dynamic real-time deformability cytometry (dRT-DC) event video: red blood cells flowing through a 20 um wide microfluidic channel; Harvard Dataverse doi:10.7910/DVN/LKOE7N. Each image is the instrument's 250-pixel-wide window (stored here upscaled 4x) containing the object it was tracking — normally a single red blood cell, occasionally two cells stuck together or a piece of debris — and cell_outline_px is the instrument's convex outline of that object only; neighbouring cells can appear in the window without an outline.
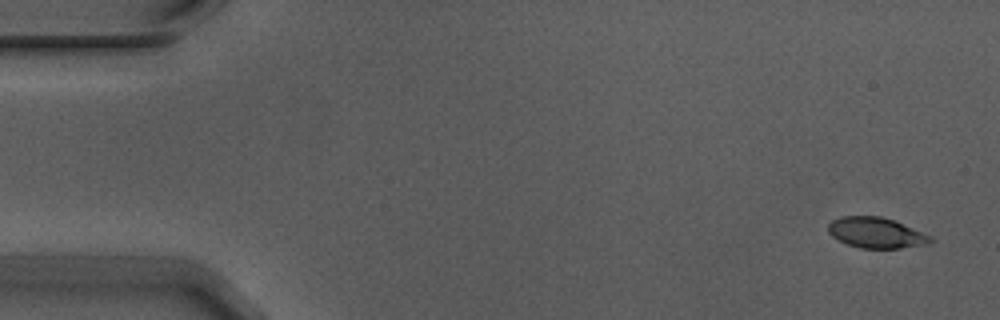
{"species": "Egyptian fruit bat (a non-hibernating species)", "species_latin": "Rousettus aegyptiacus", "temperature_condition": "warm", "stored_images_in_passage": 5, "camera_frame_rate_fps": 3000, "um_per_image_px": 0.085, "animal": {"sex": "male"}, "frame": {"image": 1, "passage_image": 1, "time_ms": 0.0, "image_size_px": [1000, 320], "cell_outline_px": [[936, 240], [928, 244], [900, 248], [860, 248], [848, 244], [832, 236], [828, 232], [828, 224], [832, 220], [840, 216], [880, 216], [892, 220], [932, 236]], "centroid_in_image_um": [74.48, 19.78], "position_along_channel_um": 10.5, "area_um2": 18.15}}
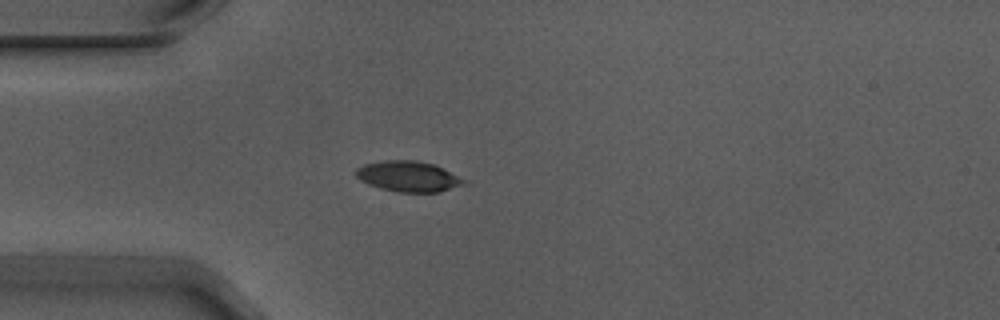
{"frame": {"image": 2, "passage_image": 4, "time_ms": 1.0, "image_size_px": [1000, 320], "cell_outline_px": [[468, 184], [440, 192], [396, 192], [380, 188], [368, 184], [360, 180], [356, 176], [356, 168], [364, 164], [384, 160], [416, 160], [432, 164], [468, 180]], "centroid_in_image_um": [34.73, 15.0], "position_along_channel_um": 50.3, "area_um2": 19.36}}